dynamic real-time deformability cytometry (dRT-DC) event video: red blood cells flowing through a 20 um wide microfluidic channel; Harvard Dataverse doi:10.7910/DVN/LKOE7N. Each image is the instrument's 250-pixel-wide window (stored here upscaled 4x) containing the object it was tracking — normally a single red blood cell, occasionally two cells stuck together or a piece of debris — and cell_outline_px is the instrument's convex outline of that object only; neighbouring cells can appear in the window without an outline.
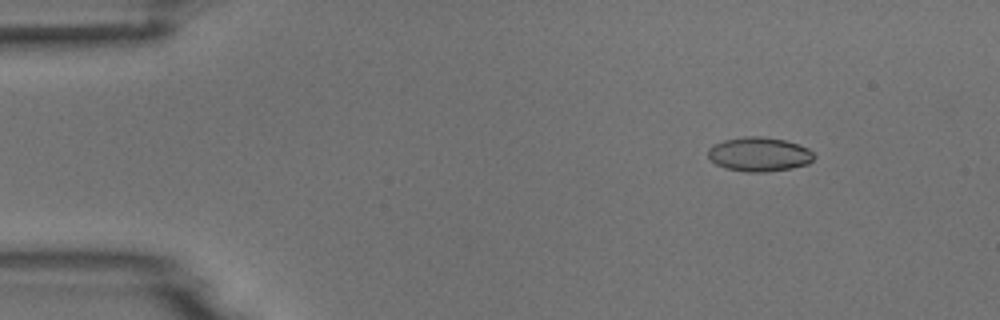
{"species": "common noctule bat (a hibernating species)", "species_latin": "Nyctalus noctula", "temperature_condition": "room temperature", "stored_images_in_passage": 8, "camera_frame_rate_fps": 3000, "um_per_image_px": 0.085, "animal": {"sex": "male", "body_mass_g": 18.8}, "frame": {"image": 1, "passage_image": 2, "time_ms": 1.333, "image_size_px": [1000, 320], "cell_outline_px": [[816, 156], [808, 164], [792, 168], [764, 172], [748, 172], [724, 168], [716, 164], [708, 156], [708, 148], [712, 144], [724, 140], [744, 136], [760, 136], [784, 140], [808, 148]], "centroid_in_image_um": [64.51, 13.11], "position_along_channel_um": 20.5, "area_um2": 21.15}}
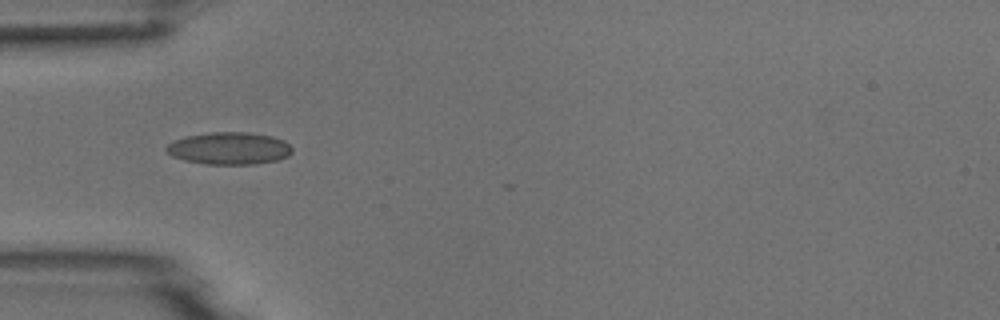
{"frame": {"image": 2, "passage_image": 5, "time_ms": 4.667, "image_size_px": [1000, 320], "cell_outline_px": [[292, 152], [288, 156], [276, 160], [256, 164], [208, 164], [184, 160], [172, 156], [164, 148], [168, 144], [176, 140], [188, 136], [212, 132], [248, 132], [272, 136], [284, 140], [292, 148]], "centroid_in_image_um": [19.51, 12.61], "position_along_channel_um": 65.5, "area_um2": 23.52}}